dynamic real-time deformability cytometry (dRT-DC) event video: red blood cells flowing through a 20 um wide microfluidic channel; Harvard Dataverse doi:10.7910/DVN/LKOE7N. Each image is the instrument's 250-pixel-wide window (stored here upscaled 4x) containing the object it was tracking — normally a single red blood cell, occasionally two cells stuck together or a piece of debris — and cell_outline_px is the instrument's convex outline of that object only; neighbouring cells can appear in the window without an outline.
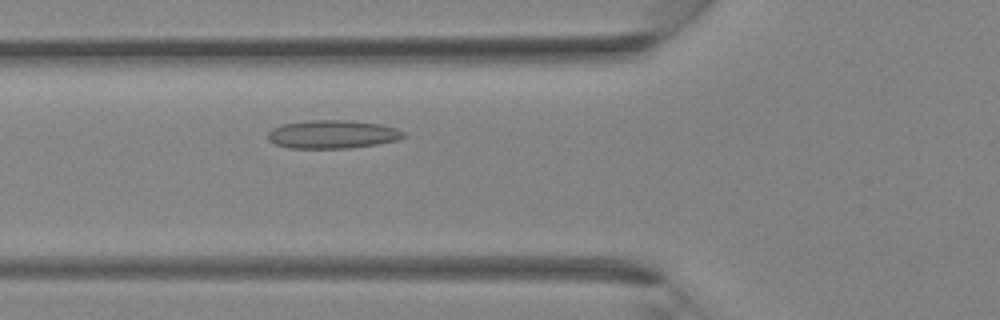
{"species": "Egyptian fruit bat (a non-hibernating species)", "species_latin": "Rousettus aegyptiacus", "temperature_condition": "room temperature", "stored_images_in_passage": 26, "camera_frame_rate_fps": 3000, "um_per_image_px": 0.085, "animal": {"sex": "female"}, "frame": {"image": 1, "passage_image": 3, "time_ms": 0.667, "image_size_px": [1000, 320], "cell_outline_px": [[408, 136], [400, 140], [376, 144], [348, 148], [288, 148], [276, 144], [268, 140], [268, 132], [272, 128], [284, 124], [312, 120], [348, 120], [380, 124], [396, 128], [404, 132]], "centroid_in_image_um": [28.3, 11.42], "position_along_channel_um": 97.5, "area_um2": 22.43}}
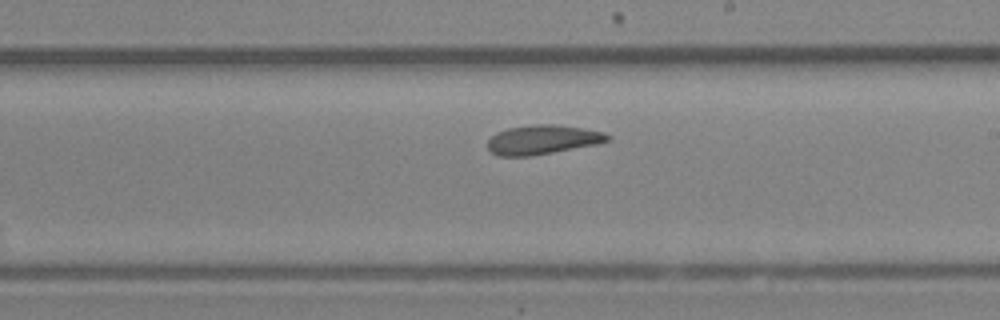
{"frame": {"image": 2, "passage_image": 11, "time_ms": 3.333, "image_size_px": [1000, 320], "cell_outline_px": [[612, 140], [596, 144], [532, 156], [500, 156], [492, 152], [488, 148], [488, 140], [496, 132], [508, 128], [536, 124], [552, 124], [584, 128], [604, 132], [612, 136]], "centroid_in_image_um": [46.15, 11.87], "position_along_channel_um": 242.8, "area_um2": 20.46}}
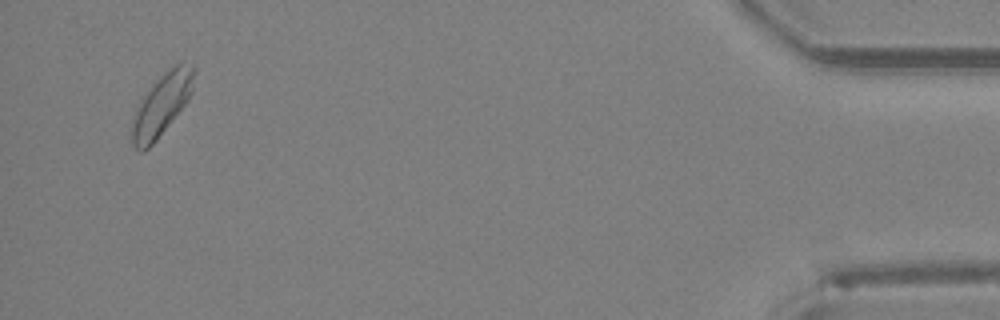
{"frame": {"image": 3, "passage_image": 25, "time_ms": 8.0, "image_size_px": [1000, 320], "cell_outline_px": [[196, 72], [192, 92], [188, 100], [156, 140], [144, 152], [140, 152], [132, 144], [132, 124], [136, 112], [144, 92], [164, 72], [180, 60], [192, 64], [196, 68]], "centroid_in_image_um": [13.78, 8.83], "position_along_channel_um": 421.4, "area_um2": 22.43}}